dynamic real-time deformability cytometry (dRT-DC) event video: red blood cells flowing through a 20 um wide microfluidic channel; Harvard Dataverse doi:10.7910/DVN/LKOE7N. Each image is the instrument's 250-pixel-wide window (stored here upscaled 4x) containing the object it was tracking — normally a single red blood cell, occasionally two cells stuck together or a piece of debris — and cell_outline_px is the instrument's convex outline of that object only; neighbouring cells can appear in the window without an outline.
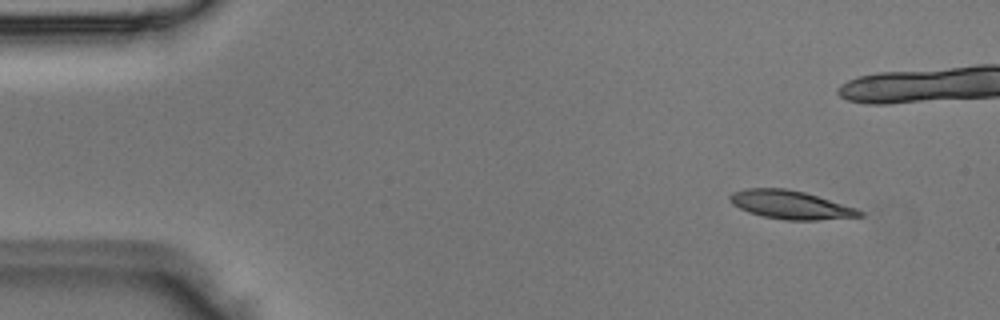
{"species": "Egyptian fruit bat (a non-hibernating species)", "species_latin": "Rousettus aegyptiacus", "temperature_condition": "room temperature", "stored_images_in_passage": 7, "camera_frame_rate_fps": 3000, "um_per_image_px": 0.085, "animal": {"sex": "male"}, "frame": {"image": 1, "passage_image": 2, "time_ms": 0.333, "image_size_px": [1000, 320], "cell_outline_px": [[864, 216], [816, 220], [784, 220], [760, 216], [748, 212], [732, 204], [728, 200], [728, 196], [732, 192], [744, 188], [784, 188], [804, 192], [856, 208], [864, 212]], "centroid_in_image_um": [67.15, 17.41], "position_along_channel_um": 17.9, "area_um2": 21.56}}